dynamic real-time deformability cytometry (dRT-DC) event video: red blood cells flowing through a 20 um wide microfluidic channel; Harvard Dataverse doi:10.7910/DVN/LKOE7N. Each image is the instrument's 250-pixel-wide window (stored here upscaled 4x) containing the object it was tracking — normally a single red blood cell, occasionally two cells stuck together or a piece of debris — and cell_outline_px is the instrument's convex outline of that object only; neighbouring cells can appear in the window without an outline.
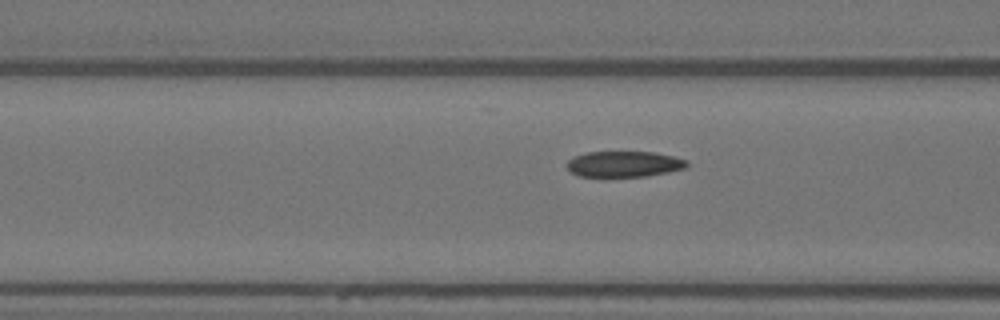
{"species": "Egyptian fruit bat (a non-hibernating species)", "species_latin": "Rousettus aegyptiacus", "temperature_condition": "warm", "stored_images_in_passage": 12, "camera_frame_rate_fps": 3000, "um_per_image_px": 0.085, "animal": {"sex": "female"}, "frame": {"image": 1, "passage_image": 10, "time_ms": 3.0, "image_size_px": [1000, 320], "cell_outline_px": [[688, 168], [668, 172], [644, 176], [608, 180], [604, 180], [580, 176], [572, 172], [564, 164], [568, 160], [584, 152], [656, 152], [688, 160]], "centroid_in_image_um": [53.0, 13.99], "position_along_channel_um": 113.6, "area_um2": 19.02}}